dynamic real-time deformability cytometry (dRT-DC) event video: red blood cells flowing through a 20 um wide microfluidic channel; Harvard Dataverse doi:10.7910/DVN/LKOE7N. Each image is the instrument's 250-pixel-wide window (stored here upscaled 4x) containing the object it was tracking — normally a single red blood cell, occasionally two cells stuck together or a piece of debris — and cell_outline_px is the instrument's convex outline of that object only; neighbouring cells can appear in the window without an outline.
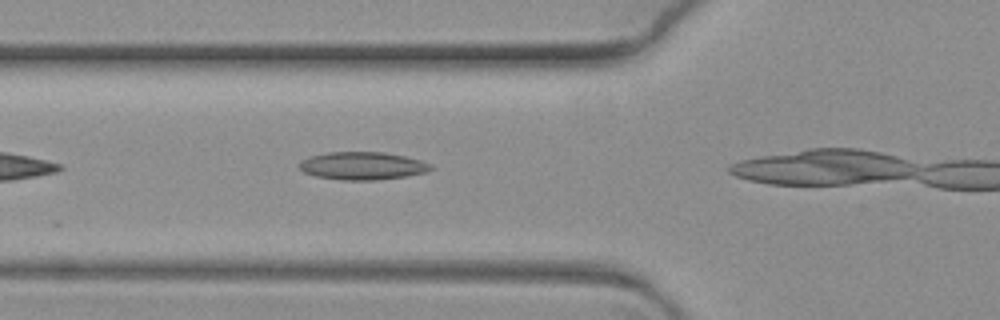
{"species": "common noctule bat (a hibernating species)", "species_latin": "Nyctalus noctula", "temperature_condition": "warm", "stored_images_in_passage": 6, "camera_frame_rate_fps": 3000, "um_per_image_px": 0.085, "animal": {"sex": "female", "body_mass_g": 19.3, "forearm_length_mm": 54.1}, "frame": {"image": 1, "passage_image": 5, "time_ms": 1.333, "image_size_px": [1000, 320], "cell_outline_px": [[436, 168], [424, 172], [404, 176], [376, 180], [340, 180], [316, 176], [304, 172], [300, 168], [300, 164], [304, 160], [312, 156], [328, 152], [384, 152], [404, 156], [420, 160], [432, 164]], "centroid_in_image_um": [30.85, 14.09], "position_along_channel_um": 94.9, "area_um2": 21.1}}